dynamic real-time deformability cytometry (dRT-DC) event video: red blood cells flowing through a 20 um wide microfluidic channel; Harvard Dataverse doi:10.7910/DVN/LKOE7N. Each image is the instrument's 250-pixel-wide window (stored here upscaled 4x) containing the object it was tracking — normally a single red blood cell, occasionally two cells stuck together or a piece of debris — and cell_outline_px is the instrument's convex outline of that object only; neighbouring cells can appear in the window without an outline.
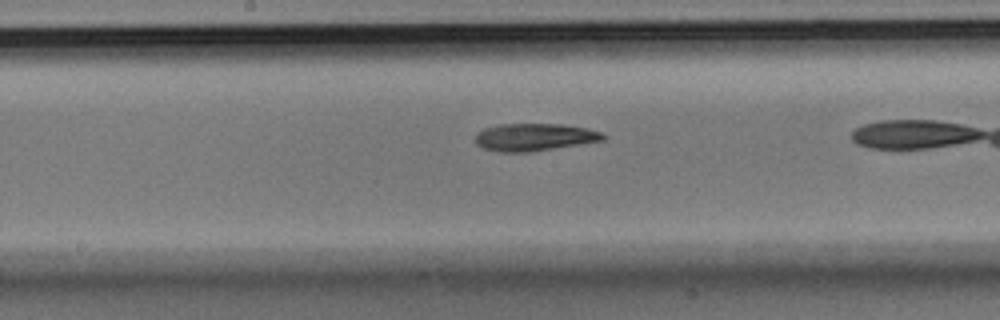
{"species": "Egyptian fruit bat (a non-hibernating species)", "species_latin": "Rousettus aegyptiacus", "temperature_condition": "room temperature", "stored_images_in_passage": 21, "camera_frame_rate_fps": 3000, "um_per_image_px": 0.085, "animal": {"sex": "male"}, "frame": {"image": 1, "passage_image": 12, "time_ms": 3.667, "image_size_px": [1000, 320], "cell_outline_px": [[608, 136], [604, 140], [580, 144], [528, 152], [500, 152], [484, 148], [476, 144], [476, 132], [484, 128], [500, 124], [560, 124], [588, 128], [604, 132]], "centroid_in_image_um": [45.45, 11.65], "position_along_channel_um": 202.7, "area_um2": 20.52}}
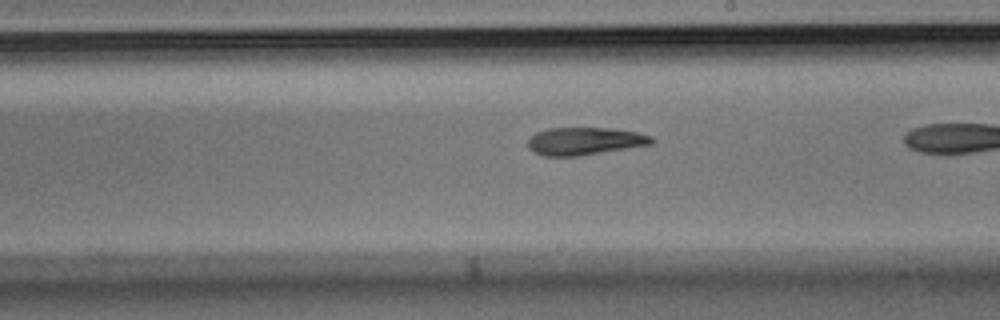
{"frame": {"image": 2, "passage_image": 15, "time_ms": 4.667, "image_size_px": [1000, 320], "cell_outline_px": [[656, 140], [652, 144], [576, 156], [544, 156], [532, 152], [528, 148], [528, 140], [536, 132], [548, 128], [612, 128], [636, 132], [652, 136]], "centroid_in_image_um": [49.68, 11.99], "position_along_channel_um": 239.3, "area_um2": 19.88}}
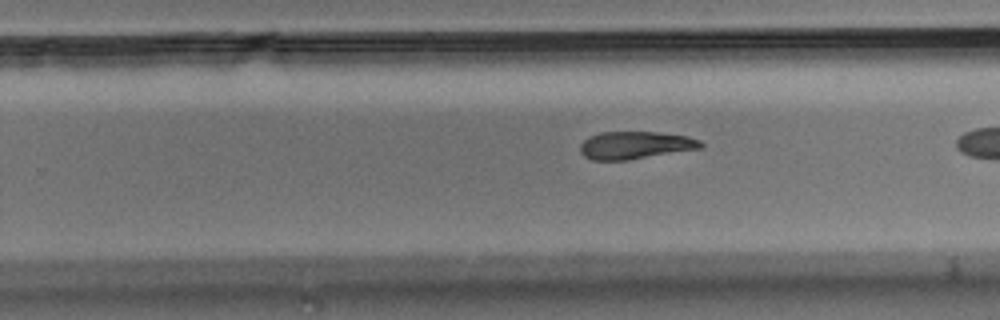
{"frame": {"image": 3, "passage_image": 18, "time_ms": 5.667, "image_size_px": [1000, 320], "cell_outline_px": [[704, 148], [628, 160], [592, 160], [584, 156], [580, 152], [580, 144], [588, 136], [600, 132], [660, 132], [688, 136], [700, 140], [704, 144]], "centroid_in_image_um": [54.02, 12.34], "position_along_channel_um": 275.8, "area_um2": 19.65}}